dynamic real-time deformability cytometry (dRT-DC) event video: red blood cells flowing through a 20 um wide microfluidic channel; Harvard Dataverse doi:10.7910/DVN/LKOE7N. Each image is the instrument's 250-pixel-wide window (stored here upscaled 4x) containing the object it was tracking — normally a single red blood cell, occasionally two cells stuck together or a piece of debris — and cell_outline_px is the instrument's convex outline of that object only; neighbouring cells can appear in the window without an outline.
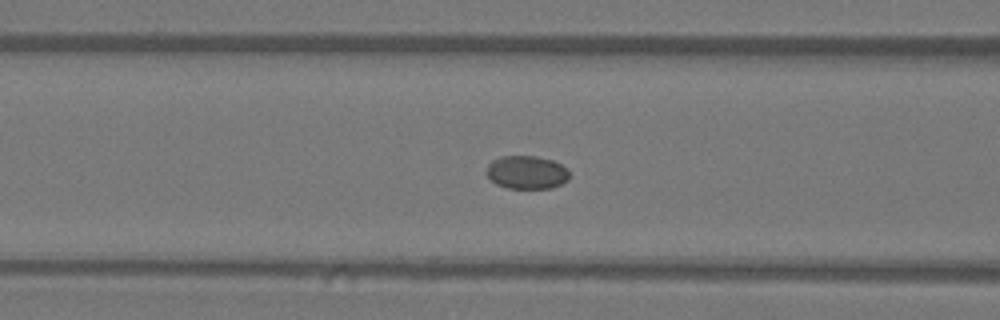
{"species": "Egyptian fruit bat (a non-hibernating species)", "species_latin": "Rousettus aegyptiacus", "temperature_condition": "warm", "stored_images_in_passage": 49, "camera_frame_rate_fps": 3000, "um_per_image_px": 0.085, "animal": {"sex": "female"}, "frame": {"image": 1, "passage_image": 18, "time_ms": 5.667, "image_size_px": [1000, 320], "cell_outline_px": [[568, 180], [552, 188], [508, 188], [496, 184], [488, 176], [488, 164], [492, 160], [500, 156], [536, 156], [552, 160], [568, 168]], "centroid_in_image_um": [44.78, 14.64], "position_along_channel_um": 121.8, "area_um2": 15.95}}
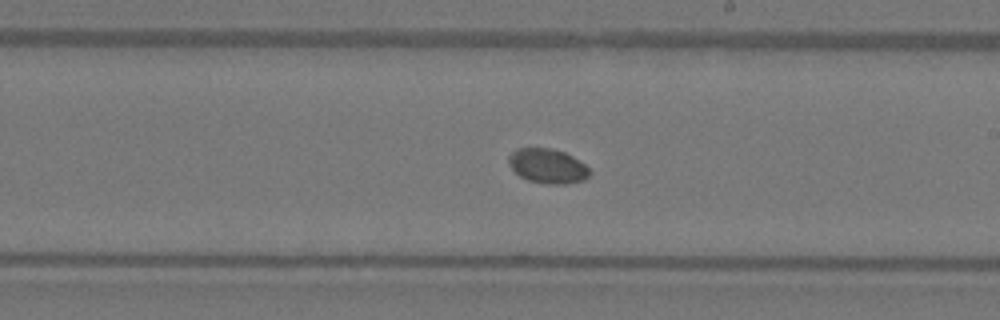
{"frame": {"image": 2, "passage_image": 27, "time_ms": 8.667, "image_size_px": [1000, 320], "cell_outline_px": [[592, 172], [584, 180], [564, 184], [544, 184], [528, 180], [520, 176], [508, 164], [508, 156], [516, 148], [552, 148], [564, 152], [572, 156], [584, 164]], "centroid_in_image_um": [46.54, 14.11], "position_along_channel_um": 242.5, "area_um2": 16.36}}
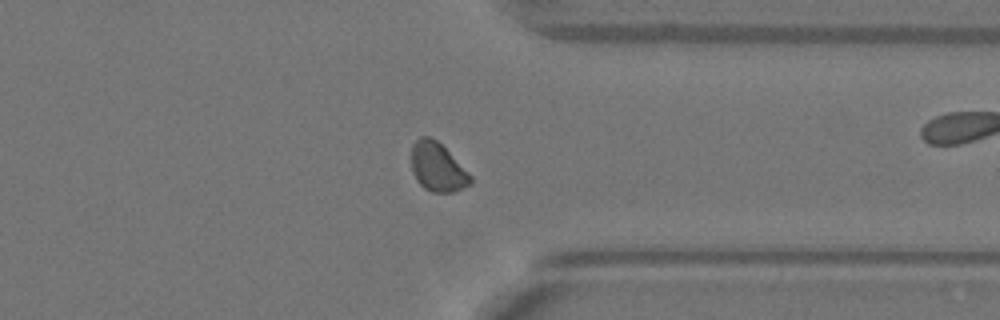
{"frame": {"image": 3, "passage_image": 37, "time_ms": 12.0, "image_size_px": [1000, 320], "cell_outline_px": [[472, 180], [468, 184], [452, 192], [432, 192], [424, 188], [416, 180], [412, 172], [412, 144], [420, 136], [428, 136], [436, 140], [472, 176]], "centroid_in_image_um": [37.15, 14.2], "position_along_channel_um": 374.3, "area_um2": 16.42}}